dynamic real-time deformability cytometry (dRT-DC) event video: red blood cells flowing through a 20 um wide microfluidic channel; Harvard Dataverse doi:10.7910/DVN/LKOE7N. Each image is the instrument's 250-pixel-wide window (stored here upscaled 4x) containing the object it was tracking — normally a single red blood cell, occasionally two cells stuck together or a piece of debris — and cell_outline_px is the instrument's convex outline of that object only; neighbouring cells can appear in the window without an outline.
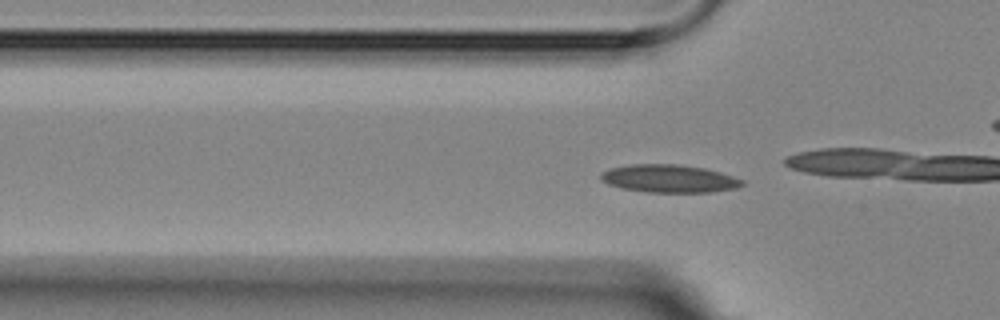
{"species": "Egyptian fruit bat (a non-hibernating species)", "species_latin": "Rousettus aegyptiacus", "temperature_condition": "room temperature", "stored_images_in_passage": 4, "camera_frame_rate_fps": 3000, "um_per_image_px": 0.085, "animal": {"sex": "female"}, "frame": {"image": 1, "passage_image": 4, "time_ms": 3.667, "image_size_px": [1000, 320], "cell_outline_px": [[744, 184], [736, 188], [712, 192], [648, 192], [620, 188], [608, 184], [600, 180], [600, 176], [604, 172], [612, 168], [632, 164], [676, 164], [704, 168], [720, 172], [744, 180]], "centroid_in_image_um": [56.89, 15.18], "position_along_channel_um": 68.9, "area_um2": 22.83}}